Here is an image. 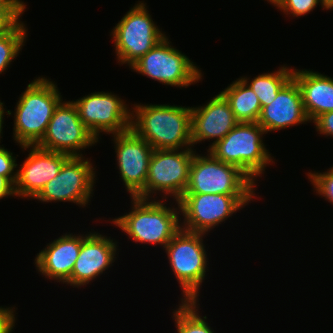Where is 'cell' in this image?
I'll return each mask as SVG.
<instances>
[{
    "label": "cell",
    "mask_w": 333,
    "mask_h": 333,
    "mask_svg": "<svg viewBox=\"0 0 333 333\" xmlns=\"http://www.w3.org/2000/svg\"><path fill=\"white\" fill-rule=\"evenodd\" d=\"M131 129L153 149L193 148L192 108L168 104H134Z\"/></svg>",
    "instance_id": "6da1fadb"
},
{
    "label": "cell",
    "mask_w": 333,
    "mask_h": 333,
    "mask_svg": "<svg viewBox=\"0 0 333 333\" xmlns=\"http://www.w3.org/2000/svg\"><path fill=\"white\" fill-rule=\"evenodd\" d=\"M160 199L131 197L129 213L112 219V223L124 231L133 242L166 245L181 229L180 206L167 207ZM180 218V219H179Z\"/></svg>",
    "instance_id": "7a4b0ae2"
},
{
    "label": "cell",
    "mask_w": 333,
    "mask_h": 333,
    "mask_svg": "<svg viewBox=\"0 0 333 333\" xmlns=\"http://www.w3.org/2000/svg\"><path fill=\"white\" fill-rule=\"evenodd\" d=\"M57 85L46 77L29 83L16 103L13 139L19 146H36L44 137L58 104L63 100Z\"/></svg>",
    "instance_id": "3957f363"
},
{
    "label": "cell",
    "mask_w": 333,
    "mask_h": 333,
    "mask_svg": "<svg viewBox=\"0 0 333 333\" xmlns=\"http://www.w3.org/2000/svg\"><path fill=\"white\" fill-rule=\"evenodd\" d=\"M265 130L257 122H239L208 151L218 160L235 165L254 182L274 162L263 142Z\"/></svg>",
    "instance_id": "277c9868"
},
{
    "label": "cell",
    "mask_w": 333,
    "mask_h": 333,
    "mask_svg": "<svg viewBox=\"0 0 333 333\" xmlns=\"http://www.w3.org/2000/svg\"><path fill=\"white\" fill-rule=\"evenodd\" d=\"M203 233L180 229L166 245L169 265L182 290L180 301H198L200 286L205 280L207 268L206 247Z\"/></svg>",
    "instance_id": "5b68a950"
},
{
    "label": "cell",
    "mask_w": 333,
    "mask_h": 333,
    "mask_svg": "<svg viewBox=\"0 0 333 333\" xmlns=\"http://www.w3.org/2000/svg\"><path fill=\"white\" fill-rule=\"evenodd\" d=\"M194 153L184 194L255 195L254 182L239 167Z\"/></svg>",
    "instance_id": "8992f818"
},
{
    "label": "cell",
    "mask_w": 333,
    "mask_h": 333,
    "mask_svg": "<svg viewBox=\"0 0 333 333\" xmlns=\"http://www.w3.org/2000/svg\"><path fill=\"white\" fill-rule=\"evenodd\" d=\"M148 12L146 3L139 1L113 27L110 34L118 62L127 64L129 68L166 37Z\"/></svg>",
    "instance_id": "52a82bcc"
},
{
    "label": "cell",
    "mask_w": 333,
    "mask_h": 333,
    "mask_svg": "<svg viewBox=\"0 0 333 333\" xmlns=\"http://www.w3.org/2000/svg\"><path fill=\"white\" fill-rule=\"evenodd\" d=\"M195 152L194 148L182 149V151L181 149H154L149 162L145 188L136 197L155 198L159 191L164 193L162 199L166 200L170 196L178 201L185 193Z\"/></svg>",
    "instance_id": "ba28073f"
},
{
    "label": "cell",
    "mask_w": 333,
    "mask_h": 333,
    "mask_svg": "<svg viewBox=\"0 0 333 333\" xmlns=\"http://www.w3.org/2000/svg\"><path fill=\"white\" fill-rule=\"evenodd\" d=\"M164 37L130 68L164 85L187 88L202 79V72L188 56Z\"/></svg>",
    "instance_id": "9c48e42d"
},
{
    "label": "cell",
    "mask_w": 333,
    "mask_h": 333,
    "mask_svg": "<svg viewBox=\"0 0 333 333\" xmlns=\"http://www.w3.org/2000/svg\"><path fill=\"white\" fill-rule=\"evenodd\" d=\"M253 198L255 195L183 194L178 200L180 214L184 217L181 228L207 234L251 203Z\"/></svg>",
    "instance_id": "30bf717a"
},
{
    "label": "cell",
    "mask_w": 333,
    "mask_h": 333,
    "mask_svg": "<svg viewBox=\"0 0 333 333\" xmlns=\"http://www.w3.org/2000/svg\"><path fill=\"white\" fill-rule=\"evenodd\" d=\"M98 141L81 121L75 104L62 100L48 123L44 137L36 146L69 156H83L81 150Z\"/></svg>",
    "instance_id": "8fae6325"
},
{
    "label": "cell",
    "mask_w": 333,
    "mask_h": 333,
    "mask_svg": "<svg viewBox=\"0 0 333 333\" xmlns=\"http://www.w3.org/2000/svg\"><path fill=\"white\" fill-rule=\"evenodd\" d=\"M83 156H70L58 175L49 181L34 198L42 202H72L80 207L88 205L95 185V168Z\"/></svg>",
    "instance_id": "7c38bea8"
},
{
    "label": "cell",
    "mask_w": 333,
    "mask_h": 333,
    "mask_svg": "<svg viewBox=\"0 0 333 333\" xmlns=\"http://www.w3.org/2000/svg\"><path fill=\"white\" fill-rule=\"evenodd\" d=\"M72 102L81 121L97 140L102 132L113 135L125 132L131 127L130 107L116 94L93 92Z\"/></svg>",
    "instance_id": "4fadbf2b"
},
{
    "label": "cell",
    "mask_w": 333,
    "mask_h": 333,
    "mask_svg": "<svg viewBox=\"0 0 333 333\" xmlns=\"http://www.w3.org/2000/svg\"><path fill=\"white\" fill-rule=\"evenodd\" d=\"M116 161L125 189L131 197H136L144 188L153 147L131 128L113 134Z\"/></svg>",
    "instance_id": "5bb4252c"
},
{
    "label": "cell",
    "mask_w": 333,
    "mask_h": 333,
    "mask_svg": "<svg viewBox=\"0 0 333 333\" xmlns=\"http://www.w3.org/2000/svg\"><path fill=\"white\" fill-rule=\"evenodd\" d=\"M30 152L22 165L17 166L14 184L16 197L35 198L43 187L56 177L63 163L70 157L67 154L43 150L37 146H22Z\"/></svg>",
    "instance_id": "9a60e30c"
},
{
    "label": "cell",
    "mask_w": 333,
    "mask_h": 333,
    "mask_svg": "<svg viewBox=\"0 0 333 333\" xmlns=\"http://www.w3.org/2000/svg\"><path fill=\"white\" fill-rule=\"evenodd\" d=\"M117 242L97 232L82 235V245L72 270L71 278L66 284L81 287L100 276L116 260ZM115 259V260H114Z\"/></svg>",
    "instance_id": "2e32d148"
},
{
    "label": "cell",
    "mask_w": 333,
    "mask_h": 333,
    "mask_svg": "<svg viewBox=\"0 0 333 333\" xmlns=\"http://www.w3.org/2000/svg\"><path fill=\"white\" fill-rule=\"evenodd\" d=\"M192 146L201 141L214 140L207 151L222 140L239 122L225 97L219 93L204 106L191 107Z\"/></svg>",
    "instance_id": "e0dca14e"
},
{
    "label": "cell",
    "mask_w": 333,
    "mask_h": 333,
    "mask_svg": "<svg viewBox=\"0 0 333 333\" xmlns=\"http://www.w3.org/2000/svg\"><path fill=\"white\" fill-rule=\"evenodd\" d=\"M307 122L311 121L304 109L300 87L293 77L279 90L274 101L261 108L257 121L266 134Z\"/></svg>",
    "instance_id": "ac0fdd59"
},
{
    "label": "cell",
    "mask_w": 333,
    "mask_h": 333,
    "mask_svg": "<svg viewBox=\"0 0 333 333\" xmlns=\"http://www.w3.org/2000/svg\"><path fill=\"white\" fill-rule=\"evenodd\" d=\"M77 235L66 233L48 243L34 260L37 271L49 280L66 284L81 250L82 235Z\"/></svg>",
    "instance_id": "d6986e66"
},
{
    "label": "cell",
    "mask_w": 333,
    "mask_h": 333,
    "mask_svg": "<svg viewBox=\"0 0 333 333\" xmlns=\"http://www.w3.org/2000/svg\"><path fill=\"white\" fill-rule=\"evenodd\" d=\"M292 77L301 90L302 101L309 120L333 111V78L306 69H294Z\"/></svg>",
    "instance_id": "ffe728a7"
},
{
    "label": "cell",
    "mask_w": 333,
    "mask_h": 333,
    "mask_svg": "<svg viewBox=\"0 0 333 333\" xmlns=\"http://www.w3.org/2000/svg\"><path fill=\"white\" fill-rule=\"evenodd\" d=\"M220 93L225 97L238 122H257L261 104L257 95L243 79L238 78Z\"/></svg>",
    "instance_id": "44dd1931"
},
{
    "label": "cell",
    "mask_w": 333,
    "mask_h": 333,
    "mask_svg": "<svg viewBox=\"0 0 333 333\" xmlns=\"http://www.w3.org/2000/svg\"><path fill=\"white\" fill-rule=\"evenodd\" d=\"M293 70L294 68L283 65L277 71L259 74L252 81L244 76L241 79L251 87L263 107L274 101L279 90L292 78Z\"/></svg>",
    "instance_id": "7402d4cb"
},
{
    "label": "cell",
    "mask_w": 333,
    "mask_h": 333,
    "mask_svg": "<svg viewBox=\"0 0 333 333\" xmlns=\"http://www.w3.org/2000/svg\"><path fill=\"white\" fill-rule=\"evenodd\" d=\"M199 301H181L174 310L173 320L178 333H214L206 322L207 317L199 314Z\"/></svg>",
    "instance_id": "603a6c76"
},
{
    "label": "cell",
    "mask_w": 333,
    "mask_h": 333,
    "mask_svg": "<svg viewBox=\"0 0 333 333\" xmlns=\"http://www.w3.org/2000/svg\"><path fill=\"white\" fill-rule=\"evenodd\" d=\"M24 22H20L13 30L0 35V74L15 60L26 41L27 30Z\"/></svg>",
    "instance_id": "cb8c5ba5"
},
{
    "label": "cell",
    "mask_w": 333,
    "mask_h": 333,
    "mask_svg": "<svg viewBox=\"0 0 333 333\" xmlns=\"http://www.w3.org/2000/svg\"><path fill=\"white\" fill-rule=\"evenodd\" d=\"M321 4L322 9L330 10L323 0H279L274 6L286 15L303 16Z\"/></svg>",
    "instance_id": "d4e9b609"
},
{
    "label": "cell",
    "mask_w": 333,
    "mask_h": 333,
    "mask_svg": "<svg viewBox=\"0 0 333 333\" xmlns=\"http://www.w3.org/2000/svg\"><path fill=\"white\" fill-rule=\"evenodd\" d=\"M330 169V170H329ZM326 172H308L307 176L317 195L333 204V167Z\"/></svg>",
    "instance_id": "484cf974"
},
{
    "label": "cell",
    "mask_w": 333,
    "mask_h": 333,
    "mask_svg": "<svg viewBox=\"0 0 333 333\" xmlns=\"http://www.w3.org/2000/svg\"><path fill=\"white\" fill-rule=\"evenodd\" d=\"M25 10L26 6H0V35L13 30Z\"/></svg>",
    "instance_id": "4316f807"
},
{
    "label": "cell",
    "mask_w": 333,
    "mask_h": 333,
    "mask_svg": "<svg viewBox=\"0 0 333 333\" xmlns=\"http://www.w3.org/2000/svg\"><path fill=\"white\" fill-rule=\"evenodd\" d=\"M16 162V157L13 156V153L0 145V175L5 176L13 185L17 178V170L15 168H17L18 164Z\"/></svg>",
    "instance_id": "83f0119b"
},
{
    "label": "cell",
    "mask_w": 333,
    "mask_h": 333,
    "mask_svg": "<svg viewBox=\"0 0 333 333\" xmlns=\"http://www.w3.org/2000/svg\"><path fill=\"white\" fill-rule=\"evenodd\" d=\"M15 308L0 307V333H11L15 327Z\"/></svg>",
    "instance_id": "f1b7e54d"
},
{
    "label": "cell",
    "mask_w": 333,
    "mask_h": 333,
    "mask_svg": "<svg viewBox=\"0 0 333 333\" xmlns=\"http://www.w3.org/2000/svg\"><path fill=\"white\" fill-rule=\"evenodd\" d=\"M313 123L319 134L333 138V111L320 115Z\"/></svg>",
    "instance_id": "f546056e"
},
{
    "label": "cell",
    "mask_w": 333,
    "mask_h": 333,
    "mask_svg": "<svg viewBox=\"0 0 333 333\" xmlns=\"http://www.w3.org/2000/svg\"><path fill=\"white\" fill-rule=\"evenodd\" d=\"M8 196H16L14 185L5 176L0 175V200Z\"/></svg>",
    "instance_id": "4dcf8cb0"
},
{
    "label": "cell",
    "mask_w": 333,
    "mask_h": 333,
    "mask_svg": "<svg viewBox=\"0 0 333 333\" xmlns=\"http://www.w3.org/2000/svg\"><path fill=\"white\" fill-rule=\"evenodd\" d=\"M5 112L7 113V115H11V113H12L10 110L5 111L4 104L0 100V140L2 138L1 134L3 133L2 132L3 131L2 130L3 129V124H4L3 118H4V115H5Z\"/></svg>",
    "instance_id": "1f68e13d"
},
{
    "label": "cell",
    "mask_w": 333,
    "mask_h": 333,
    "mask_svg": "<svg viewBox=\"0 0 333 333\" xmlns=\"http://www.w3.org/2000/svg\"><path fill=\"white\" fill-rule=\"evenodd\" d=\"M0 6H27L22 0H0Z\"/></svg>",
    "instance_id": "d6a6232c"
},
{
    "label": "cell",
    "mask_w": 333,
    "mask_h": 333,
    "mask_svg": "<svg viewBox=\"0 0 333 333\" xmlns=\"http://www.w3.org/2000/svg\"><path fill=\"white\" fill-rule=\"evenodd\" d=\"M323 1L331 10L333 9V0H323Z\"/></svg>",
    "instance_id": "836d02e7"
},
{
    "label": "cell",
    "mask_w": 333,
    "mask_h": 333,
    "mask_svg": "<svg viewBox=\"0 0 333 333\" xmlns=\"http://www.w3.org/2000/svg\"><path fill=\"white\" fill-rule=\"evenodd\" d=\"M279 0H267L272 5H275Z\"/></svg>",
    "instance_id": "e575fe53"
}]
</instances>
